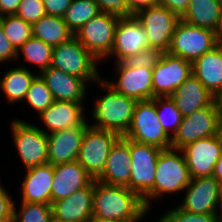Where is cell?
<instances>
[{"label":"cell","instance_id":"cell-1","mask_svg":"<svg viewBox=\"0 0 222 222\" xmlns=\"http://www.w3.org/2000/svg\"><path fill=\"white\" fill-rule=\"evenodd\" d=\"M145 214L148 210L136 193L94 180L92 222H138Z\"/></svg>","mask_w":222,"mask_h":222},{"label":"cell","instance_id":"cell-2","mask_svg":"<svg viewBox=\"0 0 222 222\" xmlns=\"http://www.w3.org/2000/svg\"><path fill=\"white\" fill-rule=\"evenodd\" d=\"M95 84H100L106 94L94 102L92 117L94 128L107 130L124 137L129 130L133 118V111L136 100L120 94L107 81L99 80Z\"/></svg>","mask_w":222,"mask_h":222},{"label":"cell","instance_id":"cell-3","mask_svg":"<svg viewBox=\"0 0 222 222\" xmlns=\"http://www.w3.org/2000/svg\"><path fill=\"white\" fill-rule=\"evenodd\" d=\"M129 150L132 161L129 190L143 200L144 206L149 211V201L153 199L157 160L163 149L129 139Z\"/></svg>","mask_w":222,"mask_h":222},{"label":"cell","instance_id":"cell-4","mask_svg":"<svg viewBox=\"0 0 222 222\" xmlns=\"http://www.w3.org/2000/svg\"><path fill=\"white\" fill-rule=\"evenodd\" d=\"M97 63L99 61L73 36L53 47L50 67L96 83L101 79Z\"/></svg>","mask_w":222,"mask_h":222},{"label":"cell","instance_id":"cell-5","mask_svg":"<svg viewBox=\"0 0 222 222\" xmlns=\"http://www.w3.org/2000/svg\"><path fill=\"white\" fill-rule=\"evenodd\" d=\"M191 181L185 157L180 149H165L158 156L156 176L153 186V199L164 193L184 191Z\"/></svg>","mask_w":222,"mask_h":222},{"label":"cell","instance_id":"cell-6","mask_svg":"<svg viewBox=\"0 0 222 222\" xmlns=\"http://www.w3.org/2000/svg\"><path fill=\"white\" fill-rule=\"evenodd\" d=\"M219 44L215 31L196 27L180 19L175 27L168 53L193 63Z\"/></svg>","mask_w":222,"mask_h":222},{"label":"cell","instance_id":"cell-7","mask_svg":"<svg viewBox=\"0 0 222 222\" xmlns=\"http://www.w3.org/2000/svg\"><path fill=\"white\" fill-rule=\"evenodd\" d=\"M124 137L163 150L171 148V137L161 126L152 99L136 102L131 125Z\"/></svg>","mask_w":222,"mask_h":222},{"label":"cell","instance_id":"cell-8","mask_svg":"<svg viewBox=\"0 0 222 222\" xmlns=\"http://www.w3.org/2000/svg\"><path fill=\"white\" fill-rule=\"evenodd\" d=\"M14 145L25 168L48 163L47 133L33 124L15 119L10 125Z\"/></svg>","mask_w":222,"mask_h":222},{"label":"cell","instance_id":"cell-9","mask_svg":"<svg viewBox=\"0 0 222 222\" xmlns=\"http://www.w3.org/2000/svg\"><path fill=\"white\" fill-rule=\"evenodd\" d=\"M220 119L215 100L209 106L183 117L178 130L171 137V148L181 150L191 142L218 135Z\"/></svg>","mask_w":222,"mask_h":222},{"label":"cell","instance_id":"cell-10","mask_svg":"<svg viewBox=\"0 0 222 222\" xmlns=\"http://www.w3.org/2000/svg\"><path fill=\"white\" fill-rule=\"evenodd\" d=\"M119 18L115 15L101 12L82 26L74 36L101 62L111 53Z\"/></svg>","mask_w":222,"mask_h":222},{"label":"cell","instance_id":"cell-11","mask_svg":"<svg viewBox=\"0 0 222 222\" xmlns=\"http://www.w3.org/2000/svg\"><path fill=\"white\" fill-rule=\"evenodd\" d=\"M119 138L114 132L92 126L85 130L77 161L94 180L103 173L110 149Z\"/></svg>","mask_w":222,"mask_h":222},{"label":"cell","instance_id":"cell-12","mask_svg":"<svg viewBox=\"0 0 222 222\" xmlns=\"http://www.w3.org/2000/svg\"><path fill=\"white\" fill-rule=\"evenodd\" d=\"M134 16L145 29L149 47L167 52L175 27L181 18L161 4L143 9Z\"/></svg>","mask_w":222,"mask_h":222},{"label":"cell","instance_id":"cell-13","mask_svg":"<svg viewBox=\"0 0 222 222\" xmlns=\"http://www.w3.org/2000/svg\"><path fill=\"white\" fill-rule=\"evenodd\" d=\"M191 74V62L163 52L157 65L152 69L153 98L170 96Z\"/></svg>","mask_w":222,"mask_h":222},{"label":"cell","instance_id":"cell-14","mask_svg":"<svg viewBox=\"0 0 222 222\" xmlns=\"http://www.w3.org/2000/svg\"><path fill=\"white\" fill-rule=\"evenodd\" d=\"M181 151L191 179L213 176L214 166L222 155V139L219 134L201 138L187 144Z\"/></svg>","mask_w":222,"mask_h":222},{"label":"cell","instance_id":"cell-15","mask_svg":"<svg viewBox=\"0 0 222 222\" xmlns=\"http://www.w3.org/2000/svg\"><path fill=\"white\" fill-rule=\"evenodd\" d=\"M147 48H149L148 37L137 18L134 15L119 18L111 53L105 59L116 56L115 63L122 62Z\"/></svg>","mask_w":222,"mask_h":222},{"label":"cell","instance_id":"cell-16","mask_svg":"<svg viewBox=\"0 0 222 222\" xmlns=\"http://www.w3.org/2000/svg\"><path fill=\"white\" fill-rule=\"evenodd\" d=\"M220 185L213 176L191 179L179 207L190 213L218 214Z\"/></svg>","mask_w":222,"mask_h":222},{"label":"cell","instance_id":"cell-17","mask_svg":"<svg viewBox=\"0 0 222 222\" xmlns=\"http://www.w3.org/2000/svg\"><path fill=\"white\" fill-rule=\"evenodd\" d=\"M118 78L107 83L120 94L133 98L136 101L153 99L152 69L146 67L133 68L123 62L115 63Z\"/></svg>","mask_w":222,"mask_h":222},{"label":"cell","instance_id":"cell-18","mask_svg":"<svg viewBox=\"0 0 222 222\" xmlns=\"http://www.w3.org/2000/svg\"><path fill=\"white\" fill-rule=\"evenodd\" d=\"M94 180L69 197L51 203L54 221L92 222Z\"/></svg>","mask_w":222,"mask_h":222},{"label":"cell","instance_id":"cell-19","mask_svg":"<svg viewBox=\"0 0 222 222\" xmlns=\"http://www.w3.org/2000/svg\"><path fill=\"white\" fill-rule=\"evenodd\" d=\"M86 121L78 127L47 134L49 164L77 161L85 130L90 126Z\"/></svg>","mask_w":222,"mask_h":222},{"label":"cell","instance_id":"cell-20","mask_svg":"<svg viewBox=\"0 0 222 222\" xmlns=\"http://www.w3.org/2000/svg\"><path fill=\"white\" fill-rule=\"evenodd\" d=\"M131 162L129 139L120 137L111 147L104 171L97 181L106 185L123 186L129 189Z\"/></svg>","mask_w":222,"mask_h":222},{"label":"cell","instance_id":"cell-21","mask_svg":"<svg viewBox=\"0 0 222 222\" xmlns=\"http://www.w3.org/2000/svg\"><path fill=\"white\" fill-rule=\"evenodd\" d=\"M53 171L52 202L69 197L94 180L78 161L53 165Z\"/></svg>","mask_w":222,"mask_h":222},{"label":"cell","instance_id":"cell-22","mask_svg":"<svg viewBox=\"0 0 222 222\" xmlns=\"http://www.w3.org/2000/svg\"><path fill=\"white\" fill-rule=\"evenodd\" d=\"M57 101L84 102L88 83L77 76L49 67L39 73Z\"/></svg>","mask_w":222,"mask_h":222},{"label":"cell","instance_id":"cell-23","mask_svg":"<svg viewBox=\"0 0 222 222\" xmlns=\"http://www.w3.org/2000/svg\"><path fill=\"white\" fill-rule=\"evenodd\" d=\"M83 102L57 101L39 114L44 125L49 129L45 131L51 134L66 128L78 127L86 120Z\"/></svg>","mask_w":222,"mask_h":222},{"label":"cell","instance_id":"cell-24","mask_svg":"<svg viewBox=\"0 0 222 222\" xmlns=\"http://www.w3.org/2000/svg\"><path fill=\"white\" fill-rule=\"evenodd\" d=\"M53 165L46 163L26 169L22 184L21 201L51 205Z\"/></svg>","mask_w":222,"mask_h":222},{"label":"cell","instance_id":"cell-25","mask_svg":"<svg viewBox=\"0 0 222 222\" xmlns=\"http://www.w3.org/2000/svg\"><path fill=\"white\" fill-rule=\"evenodd\" d=\"M170 98L183 117L209 106L215 100L214 96L193 74L178 86Z\"/></svg>","mask_w":222,"mask_h":222},{"label":"cell","instance_id":"cell-26","mask_svg":"<svg viewBox=\"0 0 222 222\" xmlns=\"http://www.w3.org/2000/svg\"><path fill=\"white\" fill-rule=\"evenodd\" d=\"M192 74L215 98L222 91V46L218 44L196 59Z\"/></svg>","mask_w":222,"mask_h":222},{"label":"cell","instance_id":"cell-27","mask_svg":"<svg viewBox=\"0 0 222 222\" xmlns=\"http://www.w3.org/2000/svg\"><path fill=\"white\" fill-rule=\"evenodd\" d=\"M222 4L218 0H190L183 21L217 31Z\"/></svg>","mask_w":222,"mask_h":222},{"label":"cell","instance_id":"cell-28","mask_svg":"<svg viewBox=\"0 0 222 222\" xmlns=\"http://www.w3.org/2000/svg\"><path fill=\"white\" fill-rule=\"evenodd\" d=\"M32 36L55 47L68 41L74 34L63 17L45 14L32 25Z\"/></svg>","mask_w":222,"mask_h":222},{"label":"cell","instance_id":"cell-29","mask_svg":"<svg viewBox=\"0 0 222 222\" xmlns=\"http://www.w3.org/2000/svg\"><path fill=\"white\" fill-rule=\"evenodd\" d=\"M36 76L26 66L20 65V67L8 70L0 79V89H2L6 100L9 103L23 101Z\"/></svg>","mask_w":222,"mask_h":222},{"label":"cell","instance_id":"cell-30","mask_svg":"<svg viewBox=\"0 0 222 222\" xmlns=\"http://www.w3.org/2000/svg\"><path fill=\"white\" fill-rule=\"evenodd\" d=\"M101 13L94 0H72L63 19L69 30L75 34L89 20Z\"/></svg>","mask_w":222,"mask_h":222},{"label":"cell","instance_id":"cell-31","mask_svg":"<svg viewBox=\"0 0 222 222\" xmlns=\"http://www.w3.org/2000/svg\"><path fill=\"white\" fill-rule=\"evenodd\" d=\"M53 47L42 40L31 37L18 50L16 60H20L19 53L22 52L23 59L35 66H39L40 73L51 66Z\"/></svg>","mask_w":222,"mask_h":222},{"label":"cell","instance_id":"cell-32","mask_svg":"<svg viewBox=\"0 0 222 222\" xmlns=\"http://www.w3.org/2000/svg\"><path fill=\"white\" fill-rule=\"evenodd\" d=\"M0 25L16 50L32 37V25L16 14L1 16Z\"/></svg>","mask_w":222,"mask_h":222},{"label":"cell","instance_id":"cell-33","mask_svg":"<svg viewBox=\"0 0 222 222\" xmlns=\"http://www.w3.org/2000/svg\"><path fill=\"white\" fill-rule=\"evenodd\" d=\"M152 100L156 103L157 116L161 126L170 137H173L183 119L181 112L170 96L154 97Z\"/></svg>","mask_w":222,"mask_h":222},{"label":"cell","instance_id":"cell-34","mask_svg":"<svg viewBox=\"0 0 222 222\" xmlns=\"http://www.w3.org/2000/svg\"><path fill=\"white\" fill-rule=\"evenodd\" d=\"M21 208L13 204L12 222H53L51 205L21 201ZM17 210V211H16ZM19 211V212H18Z\"/></svg>","mask_w":222,"mask_h":222},{"label":"cell","instance_id":"cell-35","mask_svg":"<svg viewBox=\"0 0 222 222\" xmlns=\"http://www.w3.org/2000/svg\"><path fill=\"white\" fill-rule=\"evenodd\" d=\"M24 100H26L38 115L46 110L54 101L51 91L48 89L45 81L40 75H37L31 82Z\"/></svg>","mask_w":222,"mask_h":222},{"label":"cell","instance_id":"cell-36","mask_svg":"<svg viewBox=\"0 0 222 222\" xmlns=\"http://www.w3.org/2000/svg\"><path fill=\"white\" fill-rule=\"evenodd\" d=\"M166 211L162 215L165 222H220L217 214L190 213L179 206Z\"/></svg>","mask_w":222,"mask_h":222},{"label":"cell","instance_id":"cell-37","mask_svg":"<svg viewBox=\"0 0 222 222\" xmlns=\"http://www.w3.org/2000/svg\"><path fill=\"white\" fill-rule=\"evenodd\" d=\"M162 54L163 52L161 50L149 47L133 56L127 57L122 62L128 67H146L153 69L157 65Z\"/></svg>","mask_w":222,"mask_h":222},{"label":"cell","instance_id":"cell-38","mask_svg":"<svg viewBox=\"0 0 222 222\" xmlns=\"http://www.w3.org/2000/svg\"><path fill=\"white\" fill-rule=\"evenodd\" d=\"M46 14L42 0H21L16 15L33 25Z\"/></svg>","mask_w":222,"mask_h":222},{"label":"cell","instance_id":"cell-39","mask_svg":"<svg viewBox=\"0 0 222 222\" xmlns=\"http://www.w3.org/2000/svg\"><path fill=\"white\" fill-rule=\"evenodd\" d=\"M101 12L115 15L117 17H131L127 8L126 0H94Z\"/></svg>","mask_w":222,"mask_h":222},{"label":"cell","instance_id":"cell-40","mask_svg":"<svg viewBox=\"0 0 222 222\" xmlns=\"http://www.w3.org/2000/svg\"><path fill=\"white\" fill-rule=\"evenodd\" d=\"M10 194L0 184V222L13 221V204Z\"/></svg>","mask_w":222,"mask_h":222},{"label":"cell","instance_id":"cell-41","mask_svg":"<svg viewBox=\"0 0 222 222\" xmlns=\"http://www.w3.org/2000/svg\"><path fill=\"white\" fill-rule=\"evenodd\" d=\"M17 58V50L13 47V45L8 40L5 35L2 26L0 25V63L9 62L12 59L16 60Z\"/></svg>","mask_w":222,"mask_h":222},{"label":"cell","instance_id":"cell-42","mask_svg":"<svg viewBox=\"0 0 222 222\" xmlns=\"http://www.w3.org/2000/svg\"><path fill=\"white\" fill-rule=\"evenodd\" d=\"M46 14L63 17L72 0H42Z\"/></svg>","mask_w":222,"mask_h":222},{"label":"cell","instance_id":"cell-43","mask_svg":"<svg viewBox=\"0 0 222 222\" xmlns=\"http://www.w3.org/2000/svg\"><path fill=\"white\" fill-rule=\"evenodd\" d=\"M190 0H159V4L176 13L180 18L187 11Z\"/></svg>","mask_w":222,"mask_h":222},{"label":"cell","instance_id":"cell-44","mask_svg":"<svg viewBox=\"0 0 222 222\" xmlns=\"http://www.w3.org/2000/svg\"><path fill=\"white\" fill-rule=\"evenodd\" d=\"M126 2L131 15H135L143 9L159 4V0H126Z\"/></svg>","mask_w":222,"mask_h":222},{"label":"cell","instance_id":"cell-45","mask_svg":"<svg viewBox=\"0 0 222 222\" xmlns=\"http://www.w3.org/2000/svg\"><path fill=\"white\" fill-rule=\"evenodd\" d=\"M21 0H0V17L17 13Z\"/></svg>","mask_w":222,"mask_h":222},{"label":"cell","instance_id":"cell-46","mask_svg":"<svg viewBox=\"0 0 222 222\" xmlns=\"http://www.w3.org/2000/svg\"><path fill=\"white\" fill-rule=\"evenodd\" d=\"M213 177L222 184V155L216 162V165L214 166L213 170Z\"/></svg>","mask_w":222,"mask_h":222},{"label":"cell","instance_id":"cell-47","mask_svg":"<svg viewBox=\"0 0 222 222\" xmlns=\"http://www.w3.org/2000/svg\"><path fill=\"white\" fill-rule=\"evenodd\" d=\"M215 101L220 113V118L222 119V91L215 97Z\"/></svg>","mask_w":222,"mask_h":222},{"label":"cell","instance_id":"cell-48","mask_svg":"<svg viewBox=\"0 0 222 222\" xmlns=\"http://www.w3.org/2000/svg\"><path fill=\"white\" fill-rule=\"evenodd\" d=\"M218 208H220V213L218 212L219 221H222V184L220 185V192H219V201H218Z\"/></svg>","mask_w":222,"mask_h":222},{"label":"cell","instance_id":"cell-49","mask_svg":"<svg viewBox=\"0 0 222 222\" xmlns=\"http://www.w3.org/2000/svg\"><path fill=\"white\" fill-rule=\"evenodd\" d=\"M216 34H217L218 39H220L222 37V7H221L219 23H218V28H217Z\"/></svg>","mask_w":222,"mask_h":222},{"label":"cell","instance_id":"cell-50","mask_svg":"<svg viewBox=\"0 0 222 222\" xmlns=\"http://www.w3.org/2000/svg\"><path fill=\"white\" fill-rule=\"evenodd\" d=\"M219 135L222 139V119H220V123H219Z\"/></svg>","mask_w":222,"mask_h":222},{"label":"cell","instance_id":"cell-51","mask_svg":"<svg viewBox=\"0 0 222 222\" xmlns=\"http://www.w3.org/2000/svg\"><path fill=\"white\" fill-rule=\"evenodd\" d=\"M158 222H165V221L163 220L162 217H160V219H158Z\"/></svg>","mask_w":222,"mask_h":222},{"label":"cell","instance_id":"cell-52","mask_svg":"<svg viewBox=\"0 0 222 222\" xmlns=\"http://www.w3.org/2000/svg\"><path fill=\"white\" fill-rule=\"evenodd\" d=\"M219 44L222 46V37L219 39Z\"/></svg>","mask_w":222,"mask_h":222}]
</instances>
